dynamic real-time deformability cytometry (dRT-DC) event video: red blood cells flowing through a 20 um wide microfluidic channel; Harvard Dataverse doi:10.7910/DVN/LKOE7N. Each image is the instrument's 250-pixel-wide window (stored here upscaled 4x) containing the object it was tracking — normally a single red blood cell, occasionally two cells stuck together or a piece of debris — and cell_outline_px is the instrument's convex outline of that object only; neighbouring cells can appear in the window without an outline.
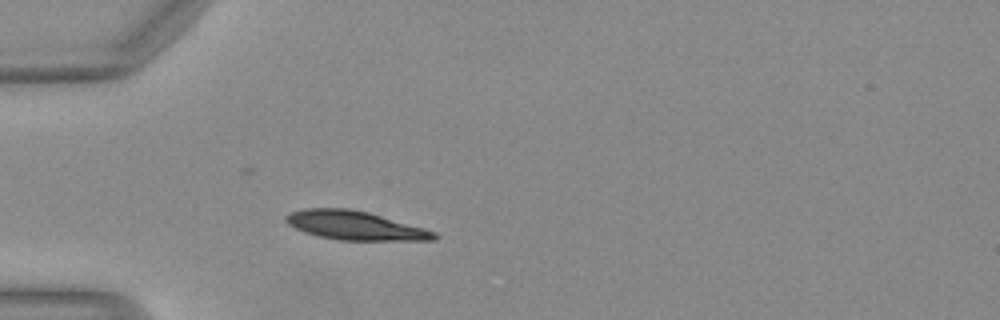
{"species": "Egyptian fruit bat (a non-hibernating species)", "species_latin": "Rousettus aegyptiacus", "temperature_condition": "warm", "stored_images_in_passage": 36, "camera_frame_rate_fps": 3000, "um_per_image_px": 0.085, "animal": {"sex": "female"}, "frame": {"image": 1, "passage_image": 1, "time_ms": 0.0, "image_size_px": [1000, 320], "cell_outline_px": [[440, 236], [436, 240], [340, 240], [320, 236], [304, 232], [288, 224], [284, 220], [284, 216], [288, 212], [304, 208], [348, 208], [368, 212], [424, 228], [436, 232]], "centroid_in_image_um": [30.16, 19.16], "position_along_channel_um": 54.8, "area_um2": 24.91}}
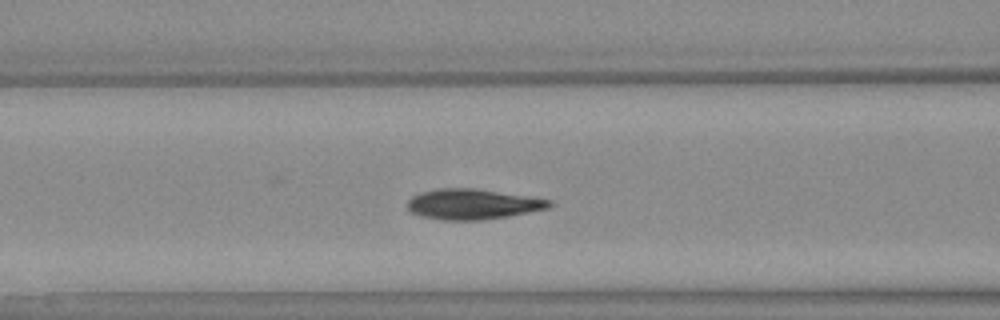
{"frame": {"image": 2, "passage_image": 7, "time_ms": 2.0, "image_size_px": [1000, 320], "cell_outline_px": [[552, 204], [548, 208], [508, 216], [484, 220], [440, 220], [420, 216], [412, 212], [408, 208], [408, 200], [412, 196], [420, 192], [440, 188], [476, 188], [532, 196], [552, 200]], "centroid_in_image_um": [40.19, 17.35], "position_along_channel_um": 126.4, "area_um2": 25.32}}
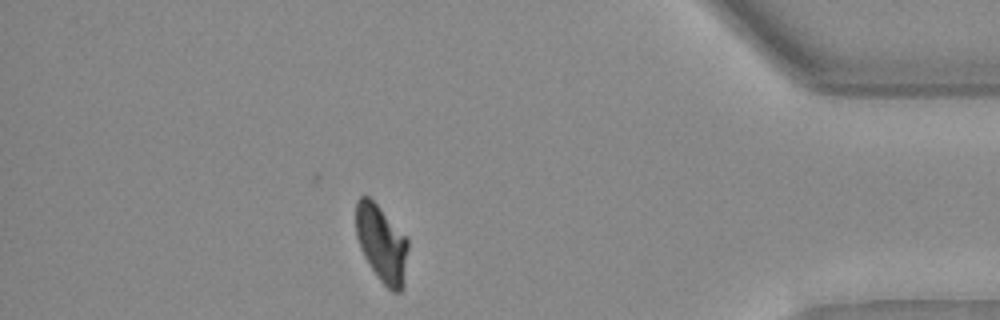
{"frame": {"image": 3, "passage_image": 30, "time_ms": 9.667, "image_size_px": [1000, 320], "cell_outline_px": [[408, 248], [404, 288], [400, 292], [392, 292], [376, 276], [368, 264], [360, 248], [356, 236], [356, 204], [360, 196], [368, 196], [380, 208], [408, 240]], "centroid_in_image_um": [32.44, 20.76], "position_along_channel_um": 402.8, "area_um2": 23.29}, "authors_computed_cell_mechanics": {"area_um2": 24.9696, "velocity_mm_per_s": 4.1126, "shape_relaxation_time_tau1_ms": 2.7344, "shape_relaxation_time_tau2_ms": 0.3145, "deformation_change_tau1": 0.1519, "deformation_change_tau2": 0.0315}}